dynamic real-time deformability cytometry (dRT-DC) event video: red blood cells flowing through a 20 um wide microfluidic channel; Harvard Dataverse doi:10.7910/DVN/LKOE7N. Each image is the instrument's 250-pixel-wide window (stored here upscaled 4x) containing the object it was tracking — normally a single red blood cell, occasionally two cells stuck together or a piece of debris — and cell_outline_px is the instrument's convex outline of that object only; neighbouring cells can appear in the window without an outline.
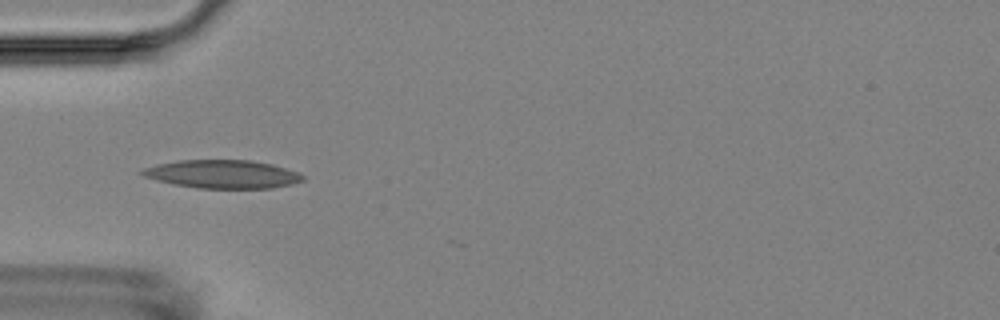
{"species": "Egyptian fruit bat (a non-hibernating species)", "species_latin": "Rousettus aegyptiacus", "temperature_condition": "room temperature", "stored_images_in_passage": 5, "camera_frame_rate_fps": 3000, "um_per_image_px": 0.085, "animal": {"sex": "female"}, "frame": {"image": 1, "passage_image": 5, "time_ms": 4.667, "image_size_px": [1000, 320], "cell_outline_px": [[304, 180], [292, 184], [272, 188], [196, 188], [172, 184], [156, 180], [144, 176], [140, 172], [144, 168], [156, 164], [180, 160], [252, 160], [272, 164], [296, 172], [304, 176]], "centroid_in_image_um": [18.9, 14.8], "position_along_channel_um": 66.1, "area_um2": 26.41}}